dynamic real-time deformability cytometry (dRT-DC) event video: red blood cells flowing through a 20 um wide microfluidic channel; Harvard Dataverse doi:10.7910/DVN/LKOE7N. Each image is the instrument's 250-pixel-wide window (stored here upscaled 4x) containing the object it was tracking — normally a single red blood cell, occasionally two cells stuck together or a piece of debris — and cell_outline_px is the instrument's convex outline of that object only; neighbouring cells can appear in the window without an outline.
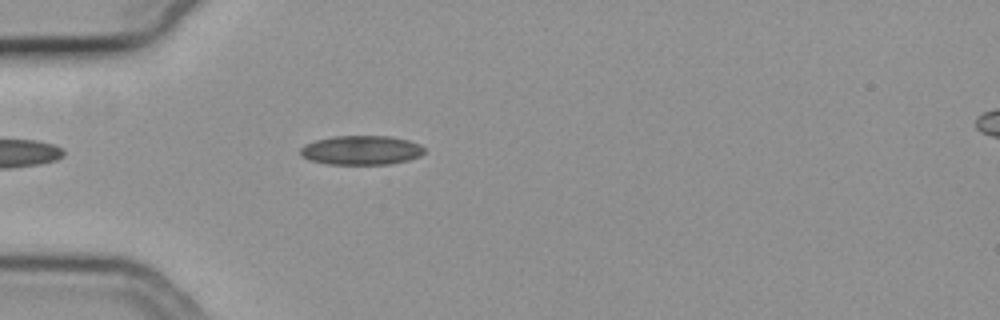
{"species": "common noctule bat (a hibernating species)", "species_latin": "Nyctalus noctula", "temperature_condition": "cold", "stored_images_in_passage": 6, "camera_frame_rate_fps": 3000, "um_per_image_px": 0.085, "animal": {"sex": "female", "body_mass_g": 19.3, "forearm_length_mm": 54.1}, "frame": {"image": 1, "passage_image": 2, "time_ms": 0.333, "image_size_px": [1000, 320], "cell_outline_px": [[424, 152], [420, 156], [408, 160], [388, 164], [328, 164], [308, 160], [300, 156], [300, 148], [304, 144], [316, 140], [332, 136], [392, 136], [408, 140], [420, 144], [424, 148]], "centroid_in_image_um": [30.68, 12.76], "position_along_channel_um": 54.3, "area_um2": 21.27}}